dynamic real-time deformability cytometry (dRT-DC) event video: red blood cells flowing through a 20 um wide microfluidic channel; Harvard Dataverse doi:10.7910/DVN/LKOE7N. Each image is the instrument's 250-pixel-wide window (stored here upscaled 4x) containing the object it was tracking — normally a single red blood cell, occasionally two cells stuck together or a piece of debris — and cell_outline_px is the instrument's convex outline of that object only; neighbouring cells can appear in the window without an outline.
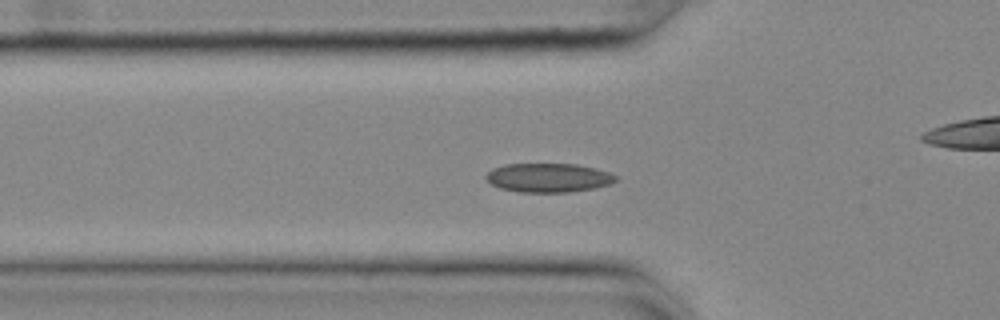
{"species": "common noctule bat (a hibernating species)", "species_latin": "Nyctalus noctula", "temperature_condition": "cold", "stored_images_in_passage": 42, "camera_frame_rate_fps": 3000, "um_per_image_px": 0.085, "animal": {"sex": "female", "body_mass_g": 25.1}, "frame": {"image": 1, "passage_image": 4, "time_ms": 1.0, "image_size_px": [1000, 320], "cell_outline_px": [[616, 180], [612, 184], [596, 188], [568, 192], [516, 192], [500, 188], [484, 180], [484, 176], [492, 168], [504, 164], [576, 164], [596, 168], [608, 172], [616, 176]], "centroid_in_image_um": [46.59, 15.11], "position_along_channel_um": 79.2, "area_um2": 22.14}}
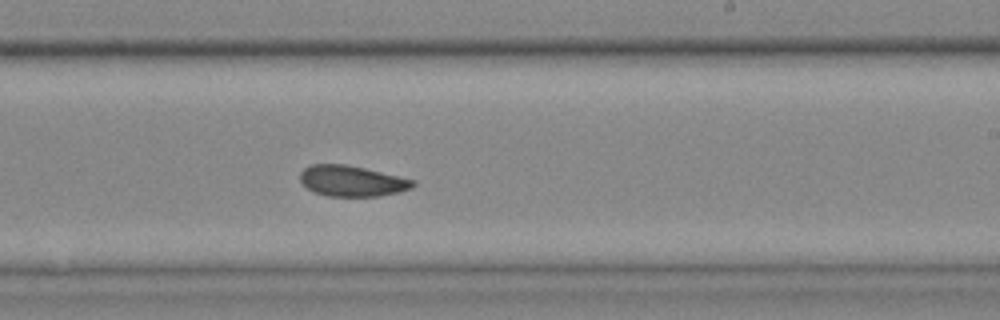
{"frame": {"image": 2, "passage_image": 19, "time_ms": 6.0, "image_size_px": [1000, 320], "cell_outline_px": [[416, 184], [412, 188], [400, 192], [380, 196], [328, 196], [312, 192], [300, 180], [300, 172], [304, 168], [312, 164], [344, 164], [364, 168], [416, 180]], "centroid_in_image_um": [29.93, 15.39], "position_along_channel_um": 259.1, "area_um2": 20.29}}
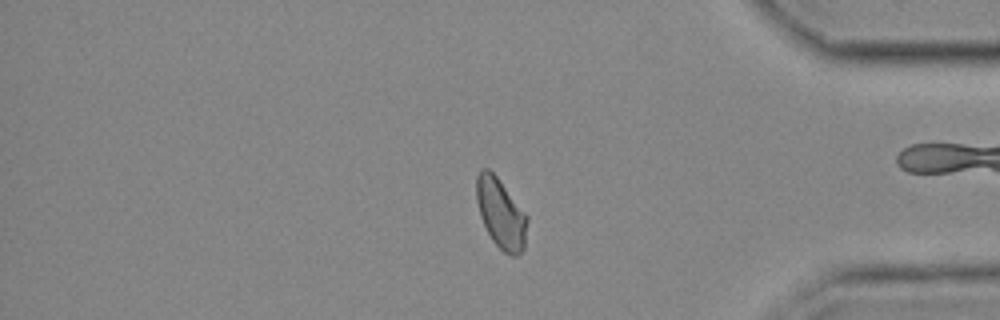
{"frame": {"image": 3, "passage_image": 32, "time_ms": 10.333, "image_size_px": [1000, 320], "cell_outline_px": [[528, 220], [524, 248], [516, 256], [512, 256], [504, 252], [492, 240], [480, 216], [476, 200], [476, 176], [480, 168], [488, 168], [496, 176], [528, 216]], "centroid_in_image_um": [42.56, 18.13], "position_along_channel_um": 392.6, "area_um2": 20.58}, "authors_computed_cell_mechanics": {"area_um2": 20.6057, "velocity_mm_per_s": 3.6015, "shape_relaxation_time_tau1_ms": null, "shape_relaxation_time_tau2_ms": 3.6445, "deformation_change_tau1": null, "deformation_change_tau2": 0.0762}}